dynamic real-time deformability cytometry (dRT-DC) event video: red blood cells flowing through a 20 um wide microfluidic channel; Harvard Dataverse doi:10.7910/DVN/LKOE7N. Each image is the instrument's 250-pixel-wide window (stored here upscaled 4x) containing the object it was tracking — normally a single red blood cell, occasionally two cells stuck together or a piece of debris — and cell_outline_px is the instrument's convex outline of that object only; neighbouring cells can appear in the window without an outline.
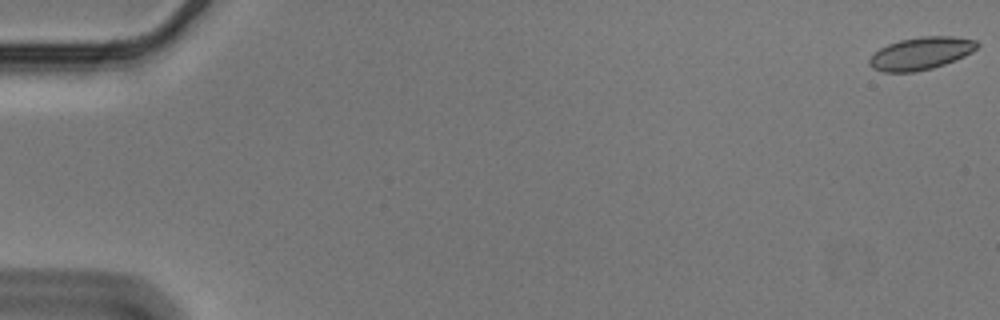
{"species": "Egyptian fruit bat (a non-hibernating species)", "species_latin": "Rousettus aegyptiacus", "temperature_condition": "cold", "stored_images_in_passage": 12, "camera_frame_rate_fps": 3000, "um_per_image_px": 0.085, "animal": {"sex": "male"}, "frame": {"image": 1, "passage_image": 1, "time_ms": 0.0, "image_size_px": [1000, 320], "cell_outline_px": [[980, 44], [972, 52], [956, 60], [932, 68], [916, 72], [884, 72], [872, 68], [868, 64], [868, 60], [880, 48], [888, 44], [900, 40], [920, 36], [952, 36], [976, 40]], "centroid_in_image_um": [78.28, 4.54], "position_along_channel_um": 6.7, "area_um2": 20.46}}